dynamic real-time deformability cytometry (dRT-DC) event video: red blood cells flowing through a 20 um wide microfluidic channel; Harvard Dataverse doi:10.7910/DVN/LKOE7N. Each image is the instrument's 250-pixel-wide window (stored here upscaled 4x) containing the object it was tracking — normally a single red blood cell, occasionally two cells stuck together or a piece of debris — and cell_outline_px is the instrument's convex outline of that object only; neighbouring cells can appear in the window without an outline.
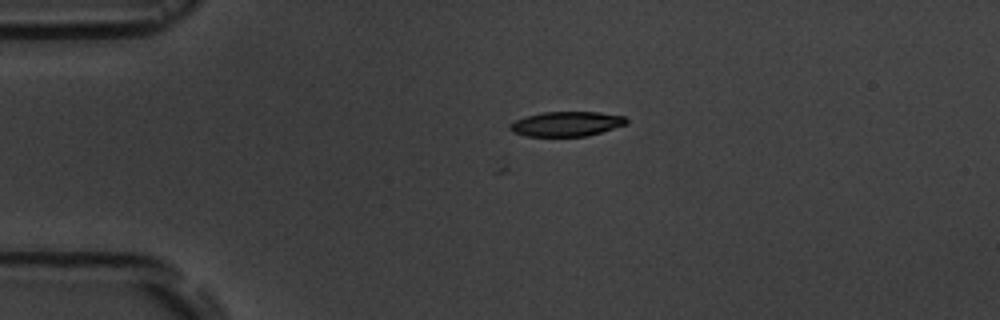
{"species": "common noctule bat (a hibernating species)", "species_latin": "Nyctalus noctula", "temperature_condition": "room temperature", "stored_images_in_passage": 6, "camera_frame_rate_fps": 3000, "um_per_image_px": 0.085, "animal": {"sex": "male", "body_mass_g": 19.5, "forearm_length_mm": 54.6}, "frame": {"image": 1, "passage_image": 1, "time_ms": 0.0, "image_size_px": [1000, 320], "cell_outline_px": [[628, 124], [588, 136], [524, 136], [512, 132], [508, 128], [508, 124], [524, 116], [544, 112], [600, 112], [624, 116], [628, 120]], "centroid_in_image_um": [48.14, 10.53], "position_along_channel_um": 36.9, "area_um2": 16.99}}